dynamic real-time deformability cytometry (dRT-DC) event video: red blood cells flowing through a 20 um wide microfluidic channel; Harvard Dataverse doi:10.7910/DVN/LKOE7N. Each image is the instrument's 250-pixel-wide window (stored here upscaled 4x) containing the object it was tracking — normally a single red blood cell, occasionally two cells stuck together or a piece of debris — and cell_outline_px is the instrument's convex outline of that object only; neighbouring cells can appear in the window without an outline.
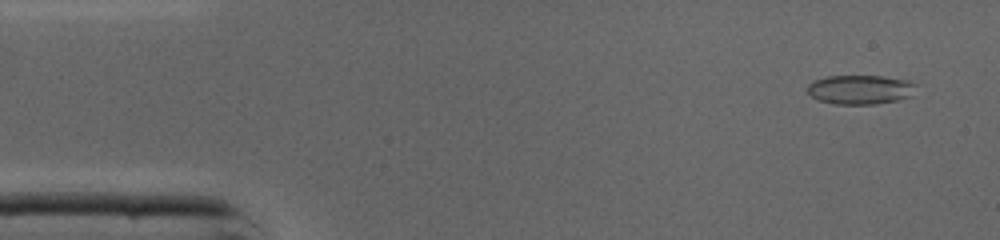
{"species": "common noctule bat (a hibernating species)", "species_latin": "Nyctalus noctula", "temperature_condition": "cold", "stored_images_in_passage": 45, "camera_frame_rate_fps": 3000, "um_per_image_px": 0.085, "animal": {"sex": "male", "body_mass_g": 19.0, "forearm_length_mm": 50.8}, "frame": {"image": 1, "passage_image": 3, "time_ms": 0.667, "image_size_px": [1000, 240], "cell_outline_px": [[916, 84], [908, 96], [900, 100], [876, 104], [836, 104], [820, 100], [812, 96], [808, 92], [808, 84], [812, 80], [828, 76], [880, 76], [908, 80]], "centroid_in_image_um": [73.09, 7.61], "position_along_channel_um": 11.9, "area_um2": 18.32}}
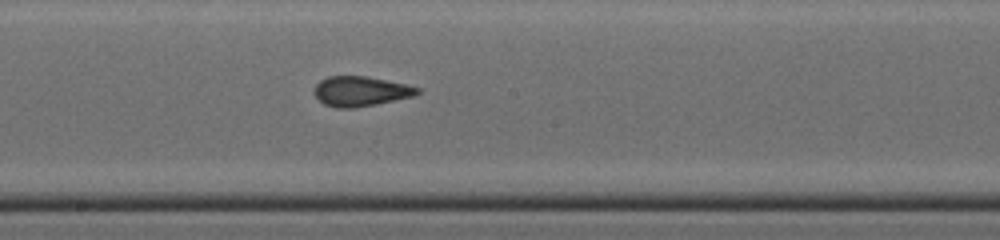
{"frame": {"image": 2, "passage_image": 24, "time_ms": 7.667, "image_size_px": [1000, 240], "cell_outline_px": [[420, 92], [412, 96], [376, 104], [352, 108], [336, 108], [324, 104], [316, 96], [316, 84], [320, 80], [328, 76], [368, 76], [404, 84], [420, 88]], "centroid_in_image_um": [30.64, 7.75], "position_along_channel_um": 217.6, "area_um2": 17.69}}
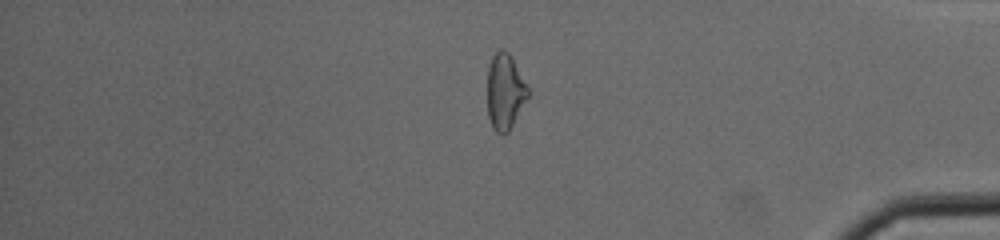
{"frame": {"image": 3, "passage_image": 38, "time_ms": 12.333, "image_size_px": [1000, 240], "cell_outline_px": [[528, 96], [508, 132], [504, 136], [500, 136], [492, 128], [488, 116], [488, 68], [492, 56], [500, 48], [504, 48], [508, 52], [528, 88]], "centroid_in_image_um": [42.89, 7.82], "position_along_channel_um": 392.3, "area_um2": 17.69}, "authors_computed_cell_mechanics": {"area_um2": 18.6116, "velocity_mm_per_s": 4.3998, "shape_relaxation_time_tau1_ms": null, "shape_relaxation_time_tau2_ms": 1.6199, "deformation_change_tau1": null, "deformation_change_tau2": 0.0783}}